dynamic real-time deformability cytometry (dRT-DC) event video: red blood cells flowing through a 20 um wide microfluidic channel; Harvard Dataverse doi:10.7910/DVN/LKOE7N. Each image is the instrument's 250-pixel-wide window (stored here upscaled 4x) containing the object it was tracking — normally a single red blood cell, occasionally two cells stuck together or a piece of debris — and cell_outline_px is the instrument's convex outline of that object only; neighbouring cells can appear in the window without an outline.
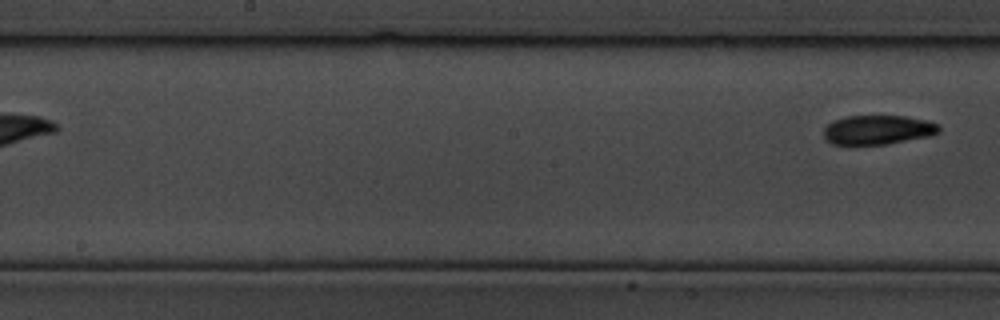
{"species": "common noctule bat (a hibernating species)", "species_latin": "Nyctalus noctula", "temperature_condition": "cold", "stored_images_in_passage": 10, "segment_of_instrument_passage": [2, 2], "camera_frame_rate_fps": 3000, "um_per_image_px": 0.085, "animal": {"sex": "male", "body_mass_g": 19.5, "forearm_length_mm": 54.6}, "frame": {"image": 1, "passage_image": 10, "time_ms": 3.0, "image_size_px": [1000, 320], "cell_outline_px": [[940, 132], [928, 136], [884, 144], [832, 144], [824, 136], [824, 128], [832, 120], [844, 116], [904, 116], [924, 120], [940, 124]], "centroid_in_image_um": [74.6, 11.02], "position_along_channel_um": 173.6, "area_um2": 19.48}}